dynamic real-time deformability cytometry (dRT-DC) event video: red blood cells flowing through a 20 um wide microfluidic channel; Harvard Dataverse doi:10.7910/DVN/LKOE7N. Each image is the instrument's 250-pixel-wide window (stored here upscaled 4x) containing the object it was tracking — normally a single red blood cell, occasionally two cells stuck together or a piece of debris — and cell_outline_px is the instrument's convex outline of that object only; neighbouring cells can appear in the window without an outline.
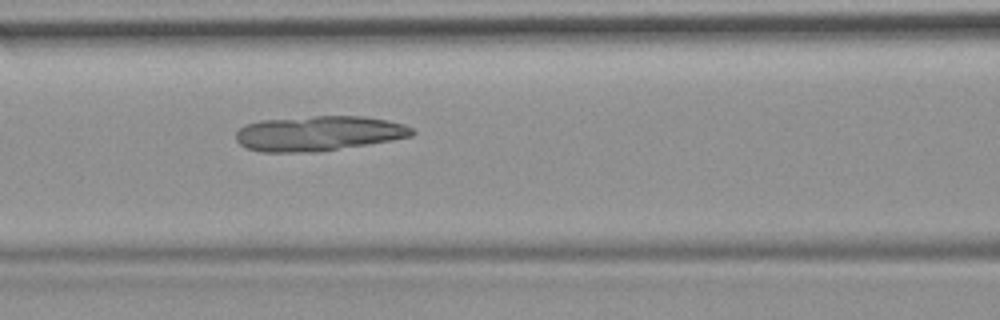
{"species": "common noctule bat (a hibernating species)", "species_latin": "Nyctalus noctula", "temperature_condition": "room temperature", "stored_images_in_passage": 53, "camera_frame_rate_fps": 3000, "um_per_image_px": 0.085, "animal": {"sex": "female", "body_mass_g": 19.9}, "frame": {"image": 1, "passage_image": 23, "time_ms": 7.333, "image_size_px": [1000, 320], "cell_outline_px": [[416, 132], [412, 136], [392, 140], [316, 152], [260, 152], [248, 148], [240, 144], [236, 140], [236, 132], [244, 124], [260, 120], [312, 116], [364, 116], [388, 120], [404, 124], [412, 128]], "centroid_in_image_um": [27.07, 11.33], "position_along_channel_um": 139.5, "area_um2": 36.01}}